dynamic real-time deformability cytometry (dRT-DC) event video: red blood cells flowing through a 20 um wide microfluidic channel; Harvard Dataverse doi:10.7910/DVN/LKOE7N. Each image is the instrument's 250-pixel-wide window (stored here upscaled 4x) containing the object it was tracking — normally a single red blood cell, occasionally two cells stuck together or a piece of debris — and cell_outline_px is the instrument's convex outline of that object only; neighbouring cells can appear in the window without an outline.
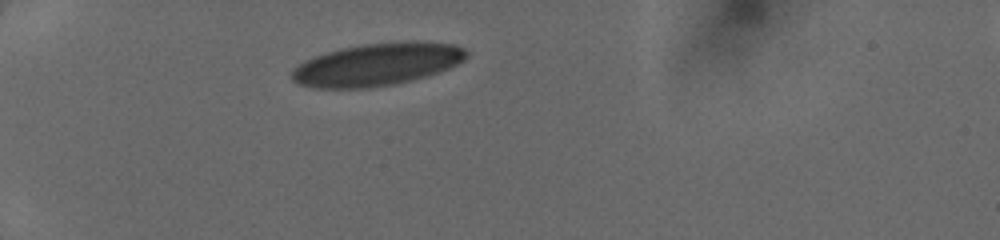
{"species": "human", "species_latin": "Homo sapiens", "temperature_condition": "cold", "stored_images_in_passage": 32, "camera_frame_rate_fps": 3000, "um_per_image_px": 0.085, "donor": {"sex": "female"}, "frame": {"image": 1, "passage_image": 1, "time_ms": 0.0, "image_size_px": [1000, 240], "cell_outline_px": [[468, 56], [464, 60], [448, 68], [412, 80], [396, 84], [368, 88], [312, 88], [296, 84], [288, 76], [292, 68], [304, 60], [312, 56], [340, 48], [364, 44], [412, 40], [420, 40], [452, 44], [464, 48], [468, 52]], "centroid_in_image_um": [31.98, 5.47], "position_along_channel_um": 53.0, "area_um2": 43.87}}
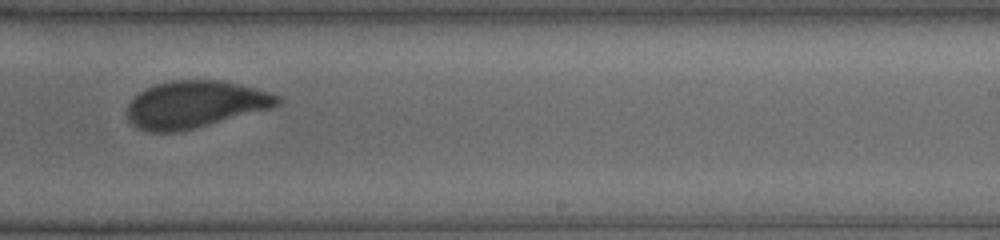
{"frame": {"image": 2, "passage_image": 16, "time_ms": 6.0, "image_size_px": [1000, 240], "cell_outline_px": [[280, 100], [272, 108], [176, 132], [148, 132], [132, 124], [128, 120], [128, 104], [144, 88], [156, 84], [172, 80], [220, 80], [256, 88], [280, 96]], "centroid_in_image_um": [16.56, 8.86], "position_along_channel_um": 272.4, "area_um2": 40.69}}
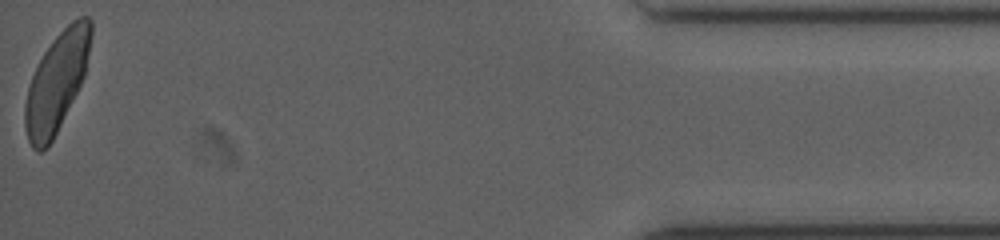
{"frame": {"image": 3, "passage_image": 32, "time_ms": 11.333, "image_size_px": [1000, 240], "cell_outline_px": [[92, 36], [84, 76], [48, 148], [40, 152], [36, 152], [32, 148], [28, 140], [24, 128], [24, 104], [28, 88], [32, 76], [44, 52], [56, 36], [72, 20], [80, 16], [88, 16], [92, 20]], "centroid_in_image_um": [4.8, 6.98], "position_along_channel_um": 430.4, "area_um2": 37.57}}